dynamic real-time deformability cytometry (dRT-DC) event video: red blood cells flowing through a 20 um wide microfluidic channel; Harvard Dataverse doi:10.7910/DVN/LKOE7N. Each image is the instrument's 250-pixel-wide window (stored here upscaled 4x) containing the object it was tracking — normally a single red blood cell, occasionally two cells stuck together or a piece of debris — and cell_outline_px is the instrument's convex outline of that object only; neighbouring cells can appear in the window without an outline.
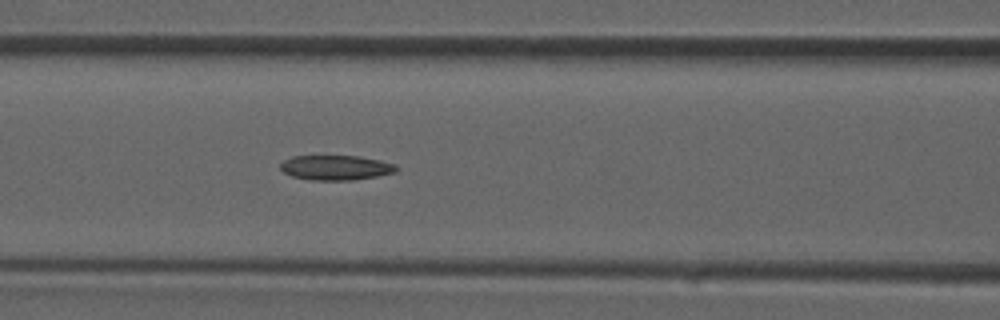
{"species": "common noctule bat (a hibernating species)", "species_latin": "Nyctalus noctula", "temperature_condition": "room temperature", "stored_images_in_passage": 16, "camera_frame_rate_fps": 3000, "um_per_image_px": 0.085, "animal": {"sex": "male", "forearm_length_mm": 52.5}, "frame": {"image": 1, "passage_image": 11, "time_ms": 3.333, "image_size_px": [1000, 320], "cell_outline_px": [[400, 168], [396, 172], [376, 176], [352, 180], [308, 180], [292, 176], [284, 172], [280, 168], [280, 164], [284, 160], [292, 156], [360, 156], [380, 160], [396, 164]], "centroid_in_image_um": [28.56, 14.25], "position_along_channel_um": 138.0, "area_um2": 16.88}}